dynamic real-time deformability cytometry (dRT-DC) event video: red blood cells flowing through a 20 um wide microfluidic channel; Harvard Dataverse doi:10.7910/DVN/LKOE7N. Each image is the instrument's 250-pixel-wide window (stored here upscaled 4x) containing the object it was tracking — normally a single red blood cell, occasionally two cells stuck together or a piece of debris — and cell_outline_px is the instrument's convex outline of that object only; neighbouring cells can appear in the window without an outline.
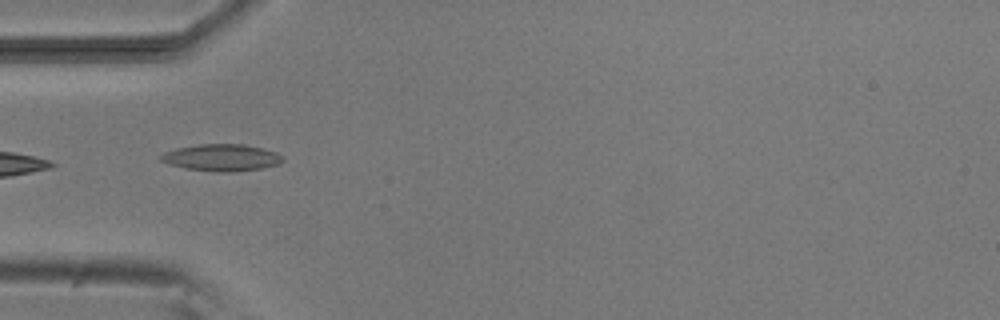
{"species": "common noctule bat (a hibernating species)", "species_latin": "Nyctalus noctula", "temperature_condition": "room temperature", "stored_images_in_passage": 8, "camera_frame_rate_fps": 3000, "um_per_image_px": 0.085, "animal": {"sex": "male", "body_mass_g": 20.5, "forearm_length_mm": 52.5}, "frame": {"image": 1, "passage_image": 5, "time_ms": 5.333, "image_size_px": [1000, 320], "cell_outline_px": [[284, 160], [280, 164], [260, 168], [232, 172], [216, 172], [184, 168], [160, 160], [160, 156], [164, 152], [176, 148], [200, 144], [244, 144], [264, 148], [276, 152], [284, 156]], "centroid_in_image_um": [18.88, 13.39], "position_along_channel_um": 66.1, "area_um2": 19.13}}
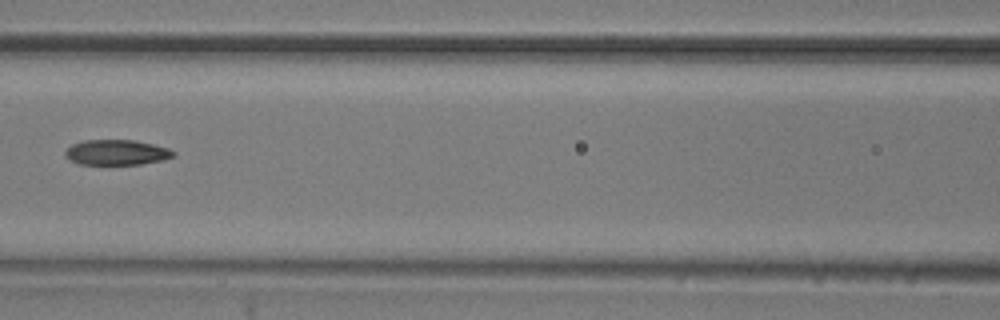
{"frame": {"image": 2, "passage_image": 7, "time_ms": 7.667, "image_size_px": [1000, 320], "cell_outline_px": [[176, 156], [164, 160], [140, 164], [80, 164], [64, 156], [64, 152], [72, 144], [84, 140], [132, 140], [152, 144], [168, 148], [176, 152]], "centroid_in_image_um": [9.94, 12.95], "position_along_channel_um": 156.7, "area_um2": 15.9}}
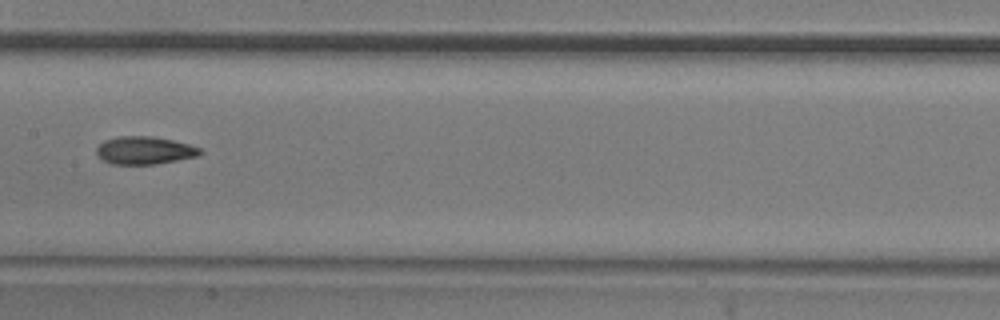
{"frame": {"image": 3, "passage_image": 8, "time_ms": 8.667, "image_size_px": [1000, 320], "cell_outline_px": [[204, 152], [200, 156], [156, 164], [112, 164], [104, 160], [96, 152], [96, 148], [104, 140], [116, 136], [152, 136], [172, 140], [188, 144], [200, 148]], "centroid_in_image_um": [12.31, 12.78], "position_along_channel_um": 195.1, "area_um2": 16.82}}